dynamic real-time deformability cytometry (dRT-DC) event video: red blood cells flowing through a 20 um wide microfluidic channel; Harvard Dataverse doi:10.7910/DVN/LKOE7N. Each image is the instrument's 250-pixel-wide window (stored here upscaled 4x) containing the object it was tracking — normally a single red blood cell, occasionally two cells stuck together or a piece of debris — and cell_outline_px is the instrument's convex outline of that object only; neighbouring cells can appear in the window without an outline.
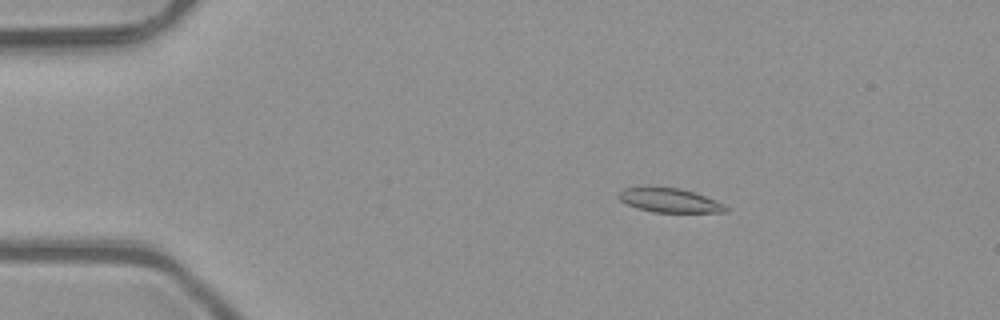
{"species": "common noctule bat (a hibernating species)", "species_latin": "Nyctalus noctula", "temperature_condition": "room temperature", "stored_images_in_passage": 6, "camera_frame_rate_fps": 3000, "um_per_image_px": 0.085, "animal": {"sex": "male", "body_mass_g": 23.1, "forearm_length_mm": 52.7}, "frame": {"image": 1, "passage_image": 3, "time_ms": 0.667, "image_size_px": [1000, 320], "cell_outline_px": [[728, 212], [652, 212], [628, 204], [620, 200], [620, 192], [624, 188], [640, 184], [680, 188], [716, 200], [724, 204], [728, 208]], "centroid_in_image_um": [56.88, 16.99], "position_along_channel_um": 28.1, "area_um2": 15.32}}
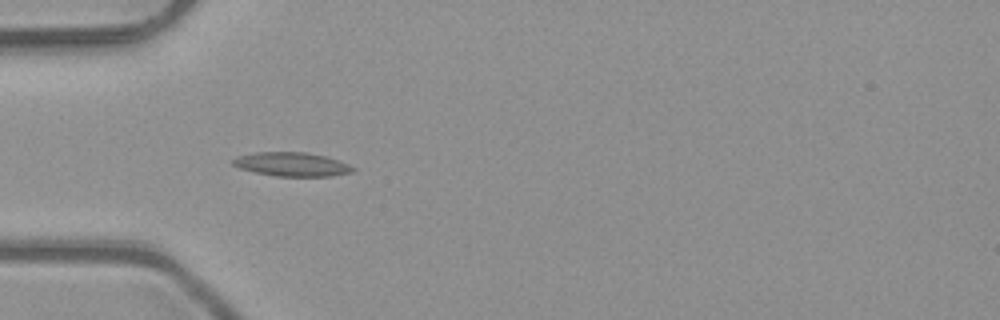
{"frame": {"image": 2, "passage_image": 5, "time_ms": 1.333, "image_size_px": [1000, 320], "cell_outline_px": [[356, 168], [352, 172], [332, 176], [276, 176], [256, 172], [240, 168], [232, 164], [232, 160], [236, 156], [256, 152], [308, 152], [340, 160]], "centroid_in_image_um": [24.82, 13.96], "position_along_channel_um": 60.2, "area_um2": 16.7}}
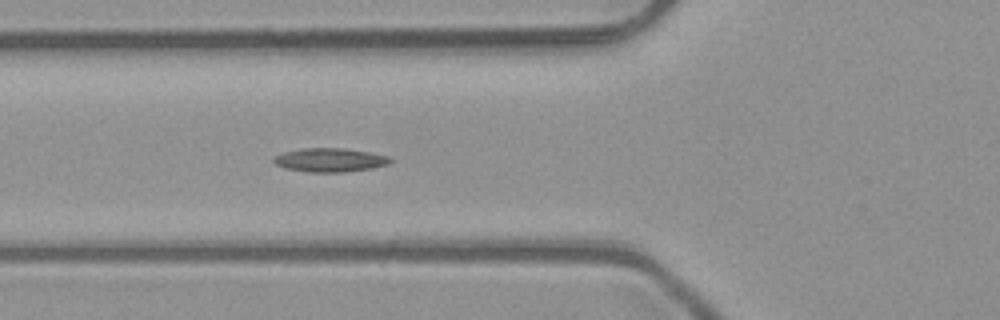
{"frame": {"image": 3, "passage_image": 6, "time_ms": 1.667, "image_size_px": [1000, 320], "cell_outline_px": [[392, 160], [388, 164], [372, 168], [344, 172], [308, 172], [284, 168], [276, 164], [272, 160], [276, 156], [284, 152], [304, 148], [344, 148], [368, 152], [388, 156]], "centroid_in_image_um": [28.04, 13.6], "position_along_channel_um": 97.8, "area_um2": 16.01}}